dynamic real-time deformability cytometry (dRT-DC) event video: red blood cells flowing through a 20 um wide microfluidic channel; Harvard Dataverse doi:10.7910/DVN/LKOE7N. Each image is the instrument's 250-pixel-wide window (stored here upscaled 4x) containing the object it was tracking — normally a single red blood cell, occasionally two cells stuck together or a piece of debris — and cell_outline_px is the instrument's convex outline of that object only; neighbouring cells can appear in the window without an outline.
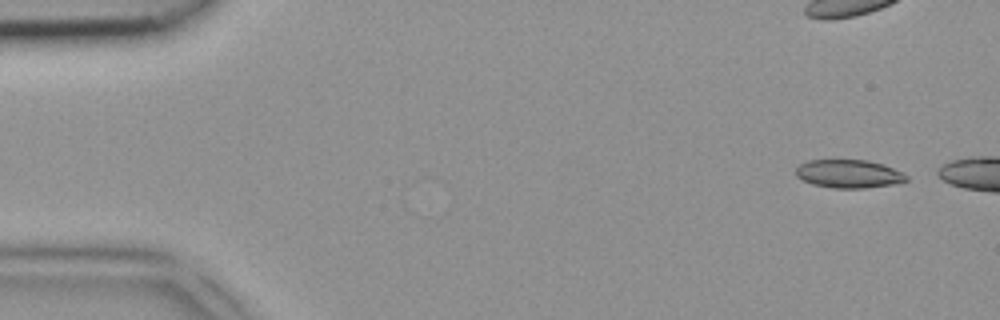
{"species": "common noctule bat (a hibernating species)", "species_latin": "Nyctalus noctula", "temperature_condition": "room temperature", "stored_images_in_passage": 3, "camera_frame_rate_fps": 3000, "um_per_image_px": 0.085, "animal": {"sex": "female", "body_mass_g": 18.4}, "frame": {"image": 1, "passage_image": 1, "time_ms": 0.0, "image_size_px": [1000, 320], "cell_outline_px": [[908, 180], [892, 184], [864, 188], [832, 188], [812, 184], [796, 176], [796, 168], [800, 164], [808, 160], [868, 160], [884, 164], [904, 172], [908, 176]], "centroid_in_image_um": [72.17, 14.77], "position_along_channel_um": 12.8, "area_um2": 18.26}}